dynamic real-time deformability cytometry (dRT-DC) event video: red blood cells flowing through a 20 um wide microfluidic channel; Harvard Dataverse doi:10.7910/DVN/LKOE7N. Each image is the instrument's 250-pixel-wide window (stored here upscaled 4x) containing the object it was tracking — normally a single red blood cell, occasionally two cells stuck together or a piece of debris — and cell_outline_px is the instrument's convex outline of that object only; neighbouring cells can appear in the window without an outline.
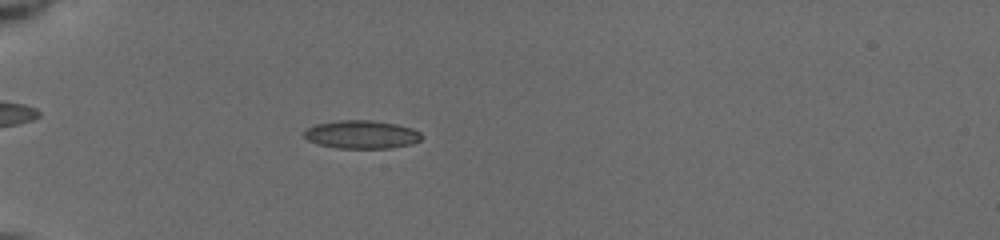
{"species": "common noctule bat (a hibernating species)", "species_latin": "Nyctalus noctula", "temperature_condition": "cold", "stored_images_in_passage": 27, "camera_frame_rate_fps": 3000, "um_per_image_px": 0.085, "animal": {"sex": "female", "body_mass_g": 19.5, "forearm_length_mm": 54.1}, "frame": {"image": 1, "passage_image": 19, "time_ms": 5.667, "image_size_px": [1000, 240], "cell_outline_px": [[420, 140], [412, 144], [392, 148], [336, 148], [316, 144], [308, 140], [304, 136], [304, 132], [308, 128], [316, 124], [336, 120], [372, 120], [396, 124], [412, 128], [420, 132]], "centroid_in_image_um": [30.72, 11.43], "position_along_channel_um": 54.3, "area_um2": 19.36}}
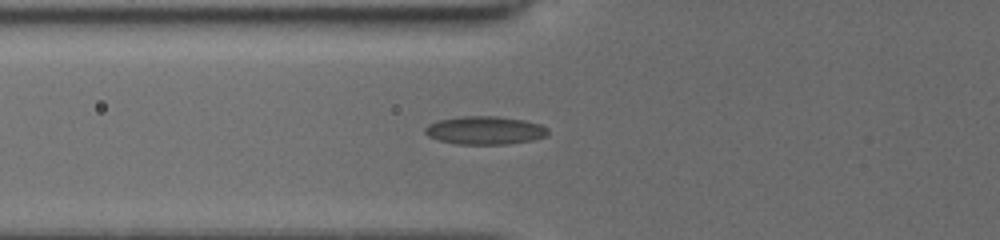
{"frame": {"image": 2, "passage_image": 24, "time_ms": 7.0, "image_size_px": [1000, 240], "cell_outline_px": [[548, 136], [532, 140], [508, 144], [456, 144], [440, 140], [428, 136], [424, 132], [424, 128], [428, 124], [436, 120], [464, 116], [496, 116], [524, 120], [540, 124], [548, 128]], "centroid_in_image_um": [41.22, 11.08], "position_along_channel_um": 84.6, "area_um2": 20.29}}
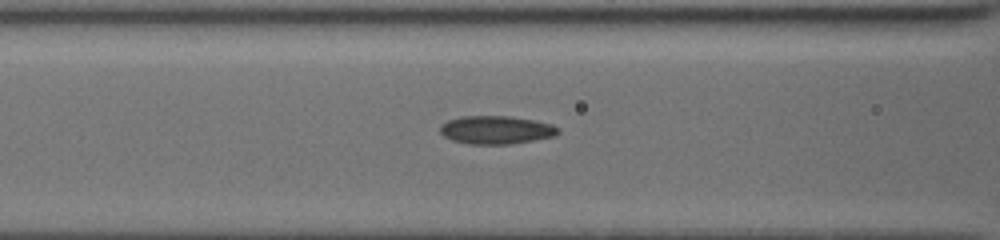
{"frame": {"image": 3, "passage_image": 27, "time_ms": 8.0, "image_size_px": [1000, 240], "cell_outline_px": [[560, 132], [556, 136], [508, 144], [468, 144], [452, 140], [444, 136], [440, 132], [440, 124], [448, 120], [464, 116], [508, 116], [532, 120], [552, 124], [560, 128]], "centroid_in_image_um": [42.17, 11.04], "position_along_channel_um": 124.4, "area_um2": 19.36}}